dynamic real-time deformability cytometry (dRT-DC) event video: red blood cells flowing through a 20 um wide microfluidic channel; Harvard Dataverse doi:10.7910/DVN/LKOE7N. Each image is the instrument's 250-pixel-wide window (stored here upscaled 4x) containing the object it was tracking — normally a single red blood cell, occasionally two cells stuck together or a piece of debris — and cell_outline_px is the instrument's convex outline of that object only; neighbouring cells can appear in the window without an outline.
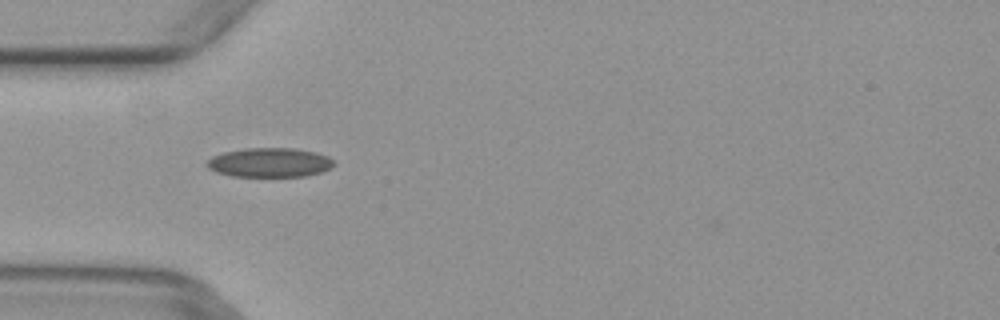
{"species": "common noctule bat (a hibernating species)", "species_latin": "Nyctalus noctula", "temperature_condition": "warm", "stored_images_in_passage": 3, "camera_frame_rate_fps": 3000, "um_per_image_px": 0.085, "animal": {"sex": "female", "body_mass_g": 29.2, "forearm_length_mm": 56.3}, "frame": {"image": 1, "passage_image": 1, "time_ms": 0.0, "image_size_px": [1000, 320], "cell_outline_px": [[336, 164], [320, 172], [304, 176], [232, 176], [216, 172], [208, 168], [208, 160], [212, 156], [224, 152], [244, 148], [292, 148], [316, 152], [328, 156]], "centroid_in_image_um": [22.91, 13.8], "position_along_channel_um": 62.1, "area_um2": 21.5}}